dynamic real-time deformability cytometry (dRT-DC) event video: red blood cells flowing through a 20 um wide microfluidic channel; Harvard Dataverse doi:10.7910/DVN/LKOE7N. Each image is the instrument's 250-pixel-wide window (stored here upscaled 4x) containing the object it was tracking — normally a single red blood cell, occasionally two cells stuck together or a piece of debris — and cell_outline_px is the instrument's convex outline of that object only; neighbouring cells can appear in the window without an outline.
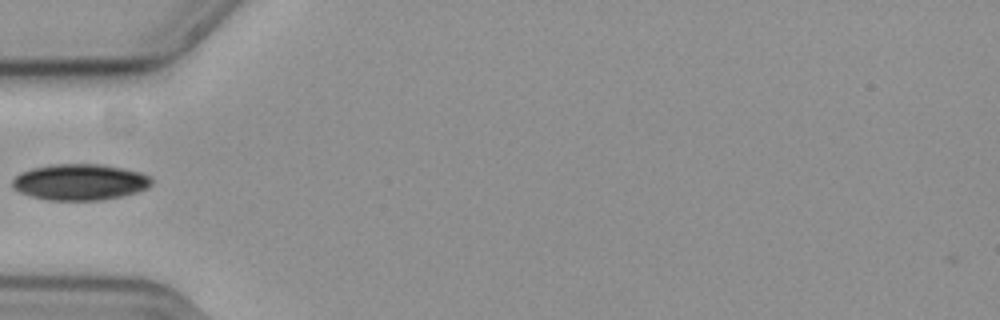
{"species": "common noctule bat (a hibernating species)", "species_latin": "Nyctalus noctula", "temperature_condition": "cold", "stored_images_in_passage": 39, "camera_frame_rate_fps": 3000, "um_per_image_px": 0.085, "animal": {"sex": "female", "body_mass_g": 19.3, "forearm_length_mm": 54.1}, "frame": {"image": 1, "passage_image": 1, "time_ms": 0.0, "image_size_px": [1000, 320], "cell_outline_px": [[152, 184], [148, 188], [124, 196], [104, 200], [48, 200], [32, 196], [20, 192], [12, 188], [12, 180], [20, 172], [32, 168], [48, 164], [104, 164], [124, 168], [140, 172], [152, 176]], "centroid_in_image_um": [6.82, 15.47], "position_along_channel_um": 78.2, "area_um2": 29.71}}
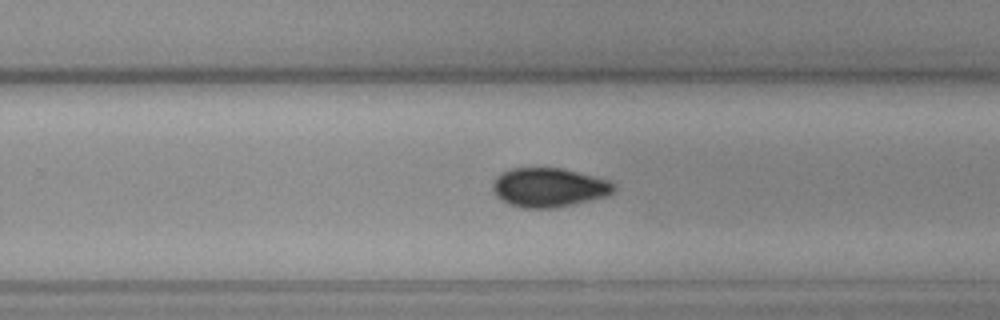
{"frame": {"image": 2, "passage_image": 18, "time_ms": 5.667, "image_size_px": [1000, 320], "cell_outline_px": [[616, 188], [608, 196], [556, 208], [520, 208], [508, 204], [500, 200], [492, 192], [492, 184], [496, 176], [500, 172], [512, 168], [560, 168], [596, 176], [608, 180], [616, 184]], "centroid_in_image_um": [46.63, 15.94], "position_along_channel_um": 283.2, "area_um2": 28.03}}
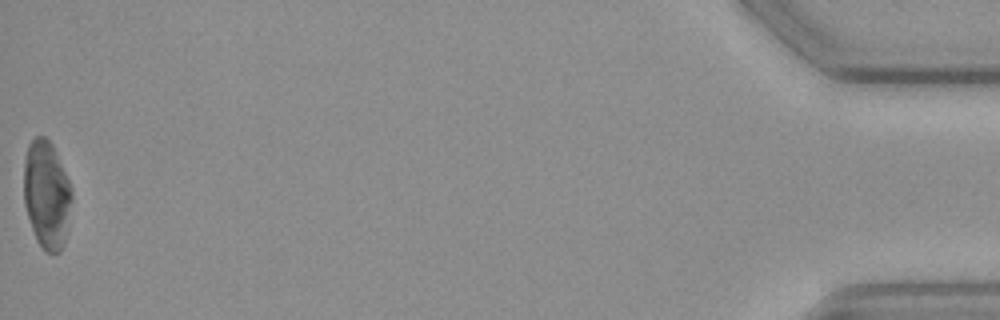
{"frame": {"image": 3, "passage_image": 39, "time_ms": 12.667, "image_size_px": [1000, 320], "cell_outline_px": [[72, 200], [68, 232], [64, 244], [60, 252], [52, 256], [44, 252], [36, 240], [24, 204], [24, 160], [28, 144], [36, 136], [44, 136], [52, 144], [72, 188]], "centroid_in_image_um": [3.98, 16.61], "position_along_channel_um": 431.2, "area_um2": 30.69}}